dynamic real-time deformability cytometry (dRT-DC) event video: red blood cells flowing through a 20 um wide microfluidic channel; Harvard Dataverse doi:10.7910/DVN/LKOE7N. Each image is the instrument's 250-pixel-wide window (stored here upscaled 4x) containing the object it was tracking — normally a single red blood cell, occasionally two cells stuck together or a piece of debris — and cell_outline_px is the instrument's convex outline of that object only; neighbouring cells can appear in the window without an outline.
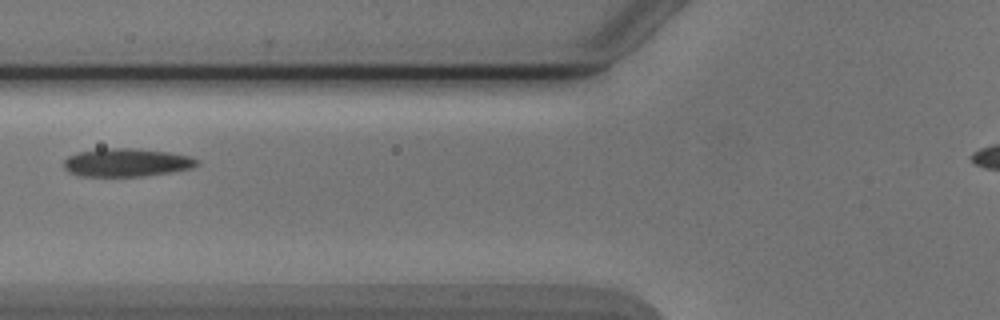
{"species": "Egyptian fruit bat (a non-hibernating species)", "species_latin": "Rousettus aegyptiacus", "temperature_condition": "cold", "stored_images_in_passage": 2, "camera_frame_rate_fps": 3000, "um_per_image_px": 0.085, "animal": {"sex": "male"}, "frame": {"image": 1, "passage_image": 2, "time_ms": 1.0, "image_size_px": [1000, 320], "cell_outline_px": [[200, 164], [192, 168], [144, 176], [76, 176], [68, 172], [64, 168], [64, 160], [68, 156], [76, 152], [100, 148], [136, 148], [168, 152], [188, 156], [196, 160]], "centroid_in_image_um": [10.69, 13.81], "position_along_channel_um": 115.1, "area_um2": 21.96}}